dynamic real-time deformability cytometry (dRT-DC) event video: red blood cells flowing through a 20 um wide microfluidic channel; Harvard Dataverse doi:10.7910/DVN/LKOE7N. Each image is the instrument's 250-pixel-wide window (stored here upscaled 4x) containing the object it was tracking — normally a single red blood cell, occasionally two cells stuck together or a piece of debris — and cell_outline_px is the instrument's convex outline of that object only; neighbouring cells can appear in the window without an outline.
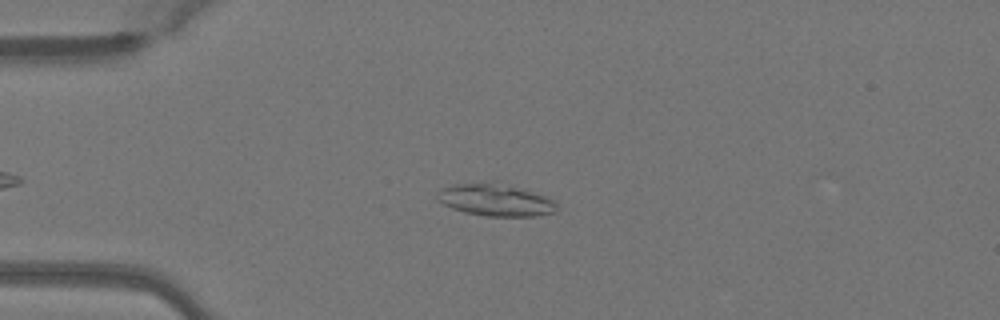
{"species": "Egyptian fruit bat (a non-hibernating species)", "species_latin": "Rousettus aegyptiacus", "temperature_condition": "warm", "stored_images_in_passage": 29, "camera_frame_rate_fps": 3000, "um_per_image_px": 0.085, "animal": {"sex": "female"}, "frame": {"image": 1, "passage_image": 11, "time_ms": 3.333, "image_size_px": [1000, 320], "cell_outline_px": [[556, 212], [536, 216], [484, 216], [464, 212], [452, 208], [436, 200], [436, 192], [440, 188], [452, 184], [492, 180], [536, 192], [548, 196], [556, 200]], "centroid_in_image_um": [42.1, 16.96], "position_along_channel_um": 42.9, "area_um2": 23.18}}
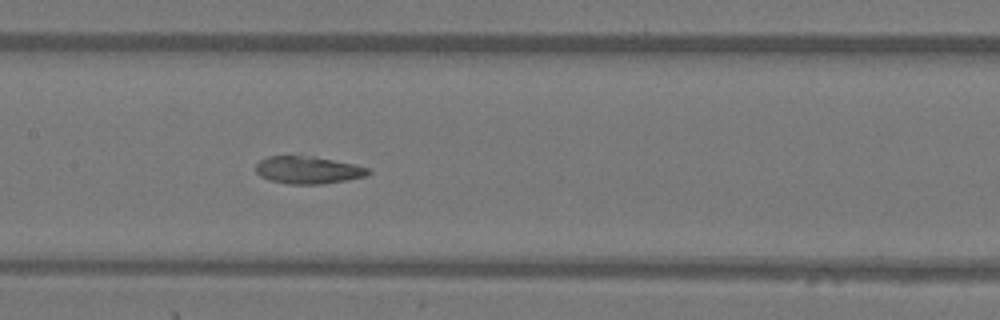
{"frame": {"image": 2, "passage_image": 23, "time_ms": 7.333, "image_size_px": [1000, 320], "cell_outline_px": [[372, 172], [368, 176], [320, 184], [288, 184], [272, 180], [260, 176], [256, 172], [256, 164], [260, 160], [268, 156], [312, 156], [352, 164], [368, 168]], "centroid_in_image_um": [26.17, 14.45], "position_along_channel_um": 181.2, "area_um2": 17.74}}
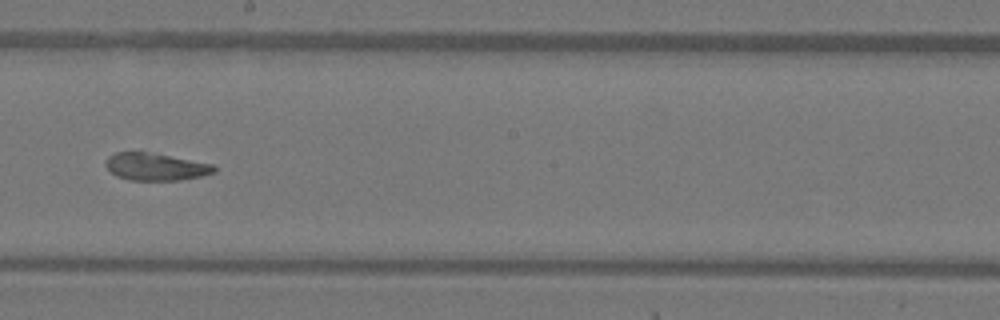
{"frame": {"image": 3, "passage_image": 27, "time_ms": 8.667, "image_size_px": [1000, 320], "cell_outline_px": [[216, 172], [200, 176], [180, 180], [128, 180], [116, 176], [104, 164], [108, 156], [116, 152], [144, 152], [168, 156], [212, 164], [216, 168]], "centroid_in_image_um": [13.19, 14.18], "position_along_channel_um": 235.0, "area_um2": 16.99}}